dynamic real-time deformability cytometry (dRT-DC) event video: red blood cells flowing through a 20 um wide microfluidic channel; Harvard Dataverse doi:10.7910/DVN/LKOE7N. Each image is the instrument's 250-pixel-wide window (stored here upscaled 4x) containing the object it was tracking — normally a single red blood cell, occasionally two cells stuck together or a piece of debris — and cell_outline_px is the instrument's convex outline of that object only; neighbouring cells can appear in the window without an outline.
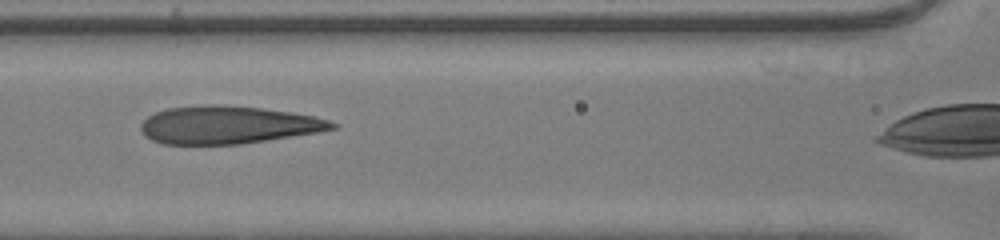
{"species": "human", "species_latin": "Homo sapiens", "temperature_condition": "room temperature", "stored_images_in_passage": 41, "camera_frame_rate_fps": 3000, "um_per_image_px": 0.085, "donor": {"sex": "male"}, "frame": {"image": 1, "passage_image": 21, "time_ms": 6.667, "image_size_px": [1000, 240], "cell_outline_px": [[340, 128], [320, 132], [240, 144], [164, 144], [152, 140], [144, 136], [140, 128], [140, 124], [148, 116], [156, 112], [168, 108], [204, 104], [224, 104], [260, 108], [316, 116], [340, 124]], "centroid_in_image_um": [19.4, 10.61], "position_along_channel_um": 147.2, "area_um2": 42.37}}
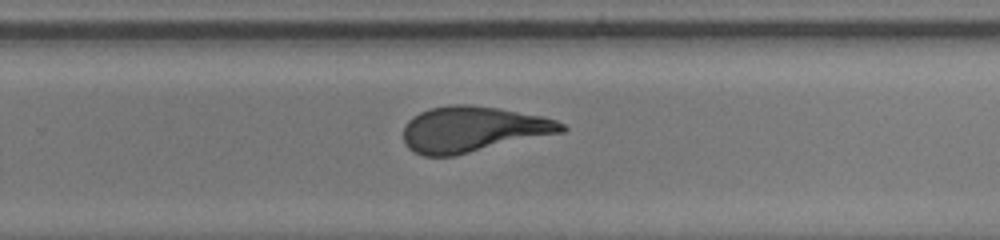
{"frame": {"image": 2, "passage_image": 31, "time_ms": 10.0, "image_size_px": [1000, 240], "cell_outline_px": [[568, 128], [564, 132], [452, 156], [424, 156], [412, 152], [404, 144], [404, 124], [412, 116], [428, 108], [448, 104], [468, 104], [500, 108], [544, 116], [556, 120], [564, 124]], "centroid_in_image_um": [40.18, 10.97], "position_along_channel_um": 289.6, "area_um2": 42.48}}
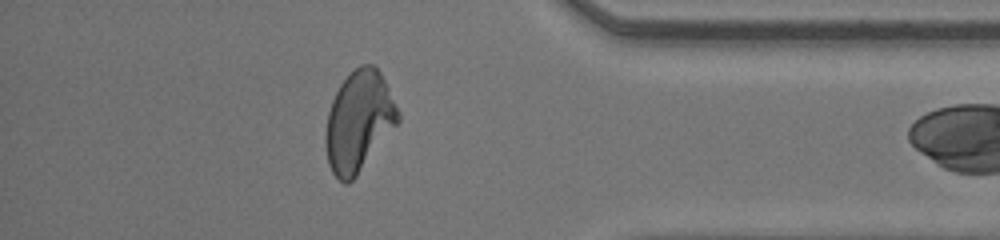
{"frame": {"image": 3, "passage_image": 40, "time_ms": 13.0, "image_size_px": [1000, 240], "cell_outline_px": [[400, 120], [356, 176], [348, 184], [344, 184], [332, 172], [328, 164], [324, 140], [324, 132], [328, 112], [332, 100], [340, 84], [360, 64], [372, 64], [380, 72], [400, 112]], "centroid_in_image_um": [30.47, 10.33], "position_along_channel_um": 404.7, "area_um2": 42.08}}